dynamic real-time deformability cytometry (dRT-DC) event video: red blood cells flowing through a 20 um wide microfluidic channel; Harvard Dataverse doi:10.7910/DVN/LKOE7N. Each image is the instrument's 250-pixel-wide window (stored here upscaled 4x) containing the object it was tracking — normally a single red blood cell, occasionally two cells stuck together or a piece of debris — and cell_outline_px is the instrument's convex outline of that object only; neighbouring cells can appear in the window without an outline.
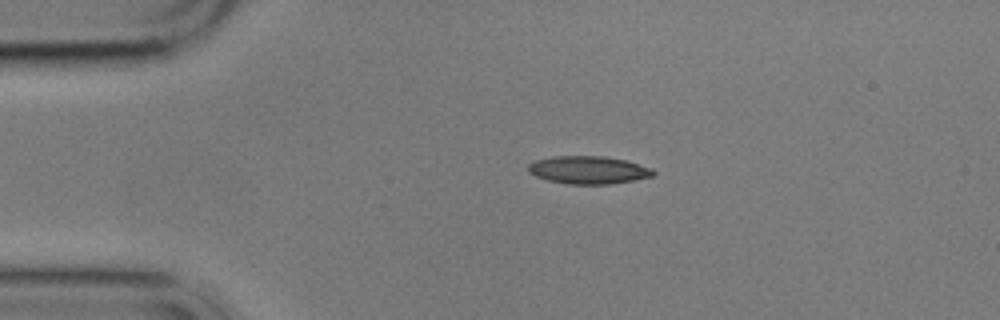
{"species": "common noctule bat (a hibernating species)", "species_latin": "Nyctalus noctula", "temperature_condition": "cold", "stored_images_in_passage": 2, "camera_frame_rate_fps": 3000, "um_per_image_px": 0.085, "animal": {"sex": "male", "body_mass_g": 17.9}, "frame": {"image": 1, "passage_image": 1, "time_ms": 0.0, "image_size_px": [1000, 320], "cell_outline_px": [[656, 172], [652, 176], [632, 180], [608, 184], [568, 184], [548, 180], [536, 176], [528, 172], [528, 164], [536, 160], [552, 156], [604, 156], [624, 160], [652, 168]], "centroid_in_image_um": [49.98, 14.44], "position_along_channel_um": 35.0, "area_um2": 20.11}}